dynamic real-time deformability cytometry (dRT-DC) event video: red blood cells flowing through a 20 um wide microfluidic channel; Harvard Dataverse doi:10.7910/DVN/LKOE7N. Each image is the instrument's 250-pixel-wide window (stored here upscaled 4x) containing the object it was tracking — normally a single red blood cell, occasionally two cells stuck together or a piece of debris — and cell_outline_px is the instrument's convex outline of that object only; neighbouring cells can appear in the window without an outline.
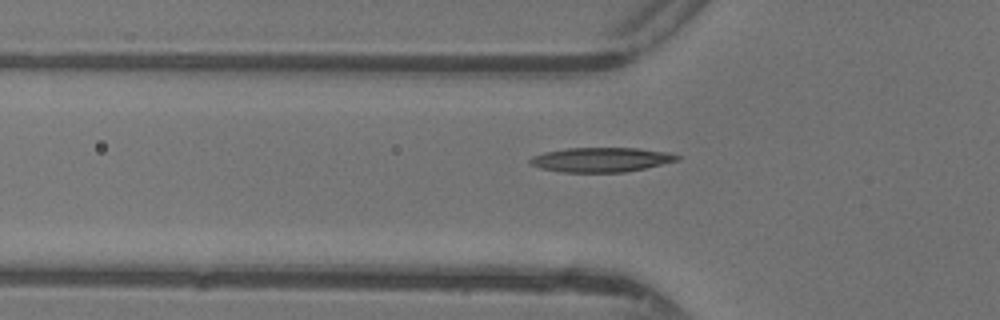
{"species": "common noctule bat (a hibernating species)", "species_latin": "Nyctalus noctula", "temperature_condition": "warm", "stored_images_in_passage": 31, "camera_frame_rate_fps": 3000, "um_per_image_px": 0.085, "animal": {"sex": "female"}, "frame": {"image": 1, "passage_image": 4, "time_ms": 1.0, "image_size_px": [1000, 320], "cell_outline_px": [[680, 160], [644, 168], [624, 172], [564, 172], [540, 168], [532, 164], [528, 160], [532, 156], [544, 152], [568, 148], [636, 148], [668, 152], [680, 156]], "centroid_in_image_um": [51.1, 13.57], "position_along_channel_um": 74.7, "area_um2": 20.87}}
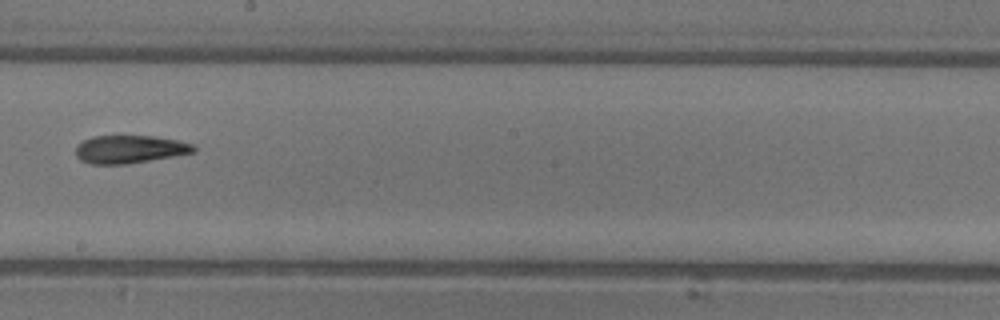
{"frame": {"image": 2, "passage_image": 15, "time_ms": 4.667, "image_size_px": [1000, 320], "cell_outline_px": [[196, 152], [128, 164], [92, 164], [80, 160], [76, 156], [76, 144], [92, 136], [156, 136], [176, 140], [192, 144], [196, 148]], "centroid_in_image_um": [11.0, 12.69], "position_along_channel_um": 237.2, "area_um2": 19.25}}
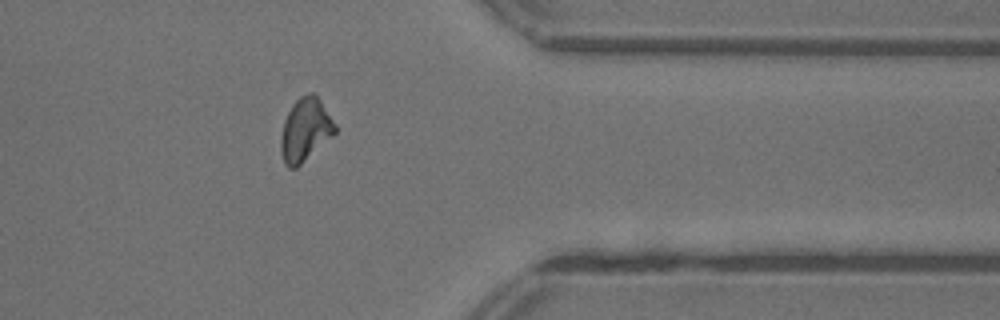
{"frame": {"image": 3, "passage_image": 26, "time_ms": 8.333, "image_size_px": [1000, 320], "cell_outline_px": [[336, 132], [296, 168], [288, 168], [284, 164], [280, 152], [280, 136], [284, 120], [292, 104], [300, 96], [308, 92], [312, 92], [320, 100], [336, 124]], "centroid_in_image_um": [25.91, 11.03], "position_along_channel_um": 385.5, "area_um2": 19.88}, "authors_computed_cell_mechanics": {"area_um2": 19.4208, "velocity_mm_per_s": 4.4073, "shape_relaxation_time_tau1_ms": 6.6883, "shape_relaxation_time_tau2_ms": 7.1232, "deformation_change_tau1": 0.2119, "deformation_change_tau2": 0.175}}